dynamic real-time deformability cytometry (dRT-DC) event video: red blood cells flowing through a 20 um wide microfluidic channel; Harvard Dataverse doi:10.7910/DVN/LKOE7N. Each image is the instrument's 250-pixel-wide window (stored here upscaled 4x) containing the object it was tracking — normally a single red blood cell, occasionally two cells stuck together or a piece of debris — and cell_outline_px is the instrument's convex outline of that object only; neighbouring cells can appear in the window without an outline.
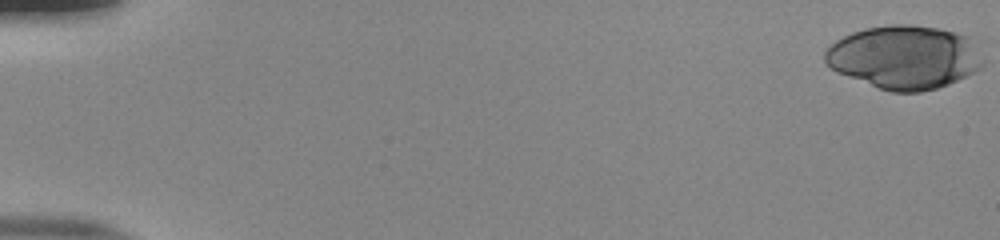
{"species": "human", "species_latin": "Homo sapiens", "temperature_condition": "room temperature", "stored_images_in_passage": 22, "camera_frame_rate_fps": 3000, "um_per_image_px": 0.085, "donor": {"sex": "male"}, "frame": {"image": 1, "passage_image": 1, "time_ms": 0.0, "image_size_px": [1000, 240], "cell_outline_px": [[984, 64], [980, 68], [948, 84], [936, 88], [920, 92], [892, 92], [880, 88], [836, 72], [824, 60], [824, 52], [836, 40], [852, 32], [864, 28], [892, 24], [916, 24], [936, 28], [968, 36], [976, 40], [984, 60]], "centroid_in_image_um": [76.9, 4.84], "position_along_channel_um": 8.1, "area_um2": 58.49}}
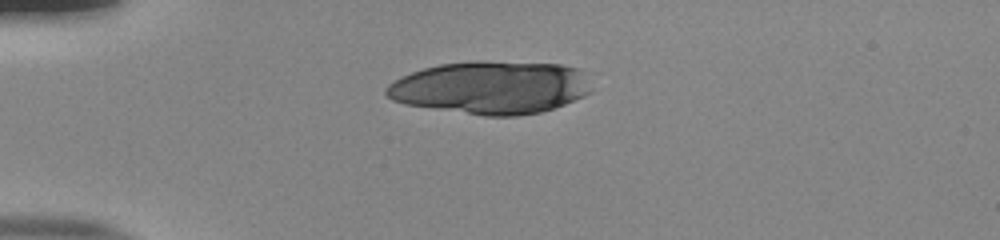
{"frame": {"image": 2, "passage_image": 15, "time_ms": 4.667, "image_size_px": [1000, 240], "cell_outline_px": [[592, 92], [584, 96], [564, 104], [540, 112], [516, 116], [484, 116], [404, 104], [392, 100], [384, 92], [384, 88], [388, 84], [400, 76], [424, 68], [440, 64], [476, 60], [484, 60], [560, 64], [580, 68]], "centroid_in_image_um": [41.69, 7.43], "position_along_channel_um": 43.3, "area_um2": 63.52}}